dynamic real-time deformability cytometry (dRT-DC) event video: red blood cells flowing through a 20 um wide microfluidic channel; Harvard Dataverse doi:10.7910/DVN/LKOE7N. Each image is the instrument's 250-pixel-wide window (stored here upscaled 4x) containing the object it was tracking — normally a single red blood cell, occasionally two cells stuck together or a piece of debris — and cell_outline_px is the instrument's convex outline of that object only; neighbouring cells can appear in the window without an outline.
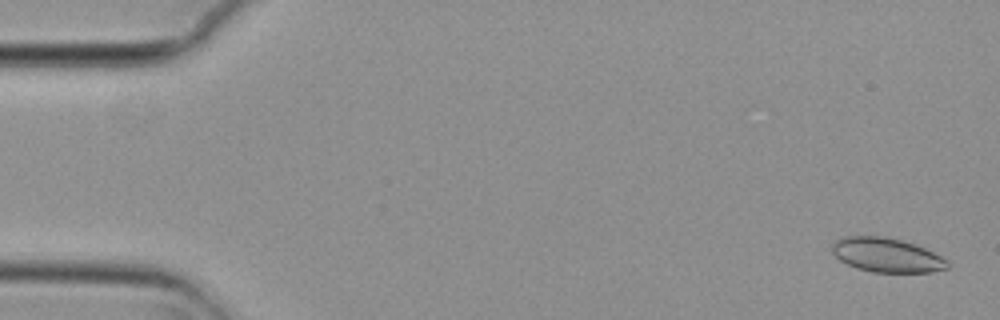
{"species": "common noctule bat (a hibernating species)", "species_latin": "Nyctalus noctula", "temperature_condition": "cold", "stored_images_in_passage": 4, "camera_frame_rate_fps": 3000, "um_per_image_px": 0.085, "animal": {"sex": "female", "body_mass_g": 29.2, "forearm_length_mm": 56.3}, "frame": {"image": 1, "passage_image": 1, "time_ms": 0.0, "image_size_px": [1000, 320], "cell_outline_px": [[948, 268], [932, 272], [872, 272], [856, 268], [840, 260], [832, 252], [832, 244], [840, 236], [880, 236], [900, 240], [916, 244], [948, 260]], "centroid_in_image_um": [75.35, 21.68], "position_along_channel_um": 9.7, "area_um2": 22.95}}